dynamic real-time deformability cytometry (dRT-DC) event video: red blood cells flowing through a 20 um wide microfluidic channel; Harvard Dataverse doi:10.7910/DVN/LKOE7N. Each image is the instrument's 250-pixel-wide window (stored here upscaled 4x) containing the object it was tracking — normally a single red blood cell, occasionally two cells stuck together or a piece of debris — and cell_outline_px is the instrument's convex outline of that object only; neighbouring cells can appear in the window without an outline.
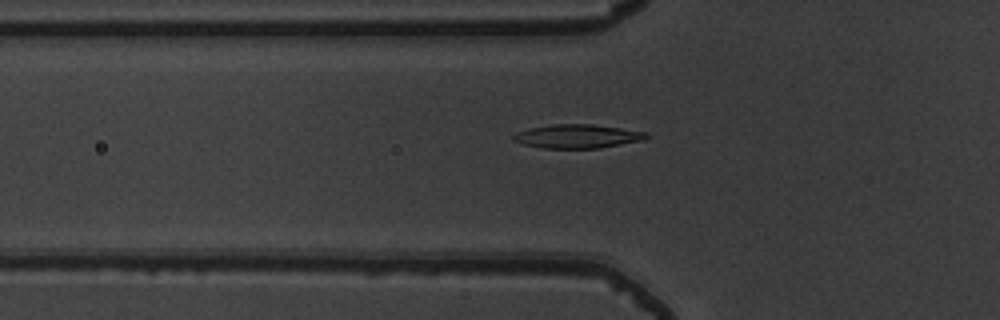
{"species": "common noctule bat (a hibernating species)", "species_latin": "Nyctalus noctula", "temperature_condition": "warm", "stored_images_in_passage": 53, "camera_frame_rate_fps": 3000, "um_per_image_px": 0.085, "animal": {"sex": "male", "body_mass_g": 19.5, "forearm_length_mm": 54.6}, "frame": {"image": 1, "passage_image": 19, "time_ms": 6.0, "image_size_px": [1000, 320], "cell_outline_px": [[648, 136], [644, 140], [600, 148], [540, 148], [524, 144], [512, 140], [512, 136], [516, 132], [528, 128], [552, 124], [592, 124], [648, 132]], "centroid_in_image_um": [49.06, 11.58], "position_along_channel_um": 76.7, "area_um2": 18.5}}
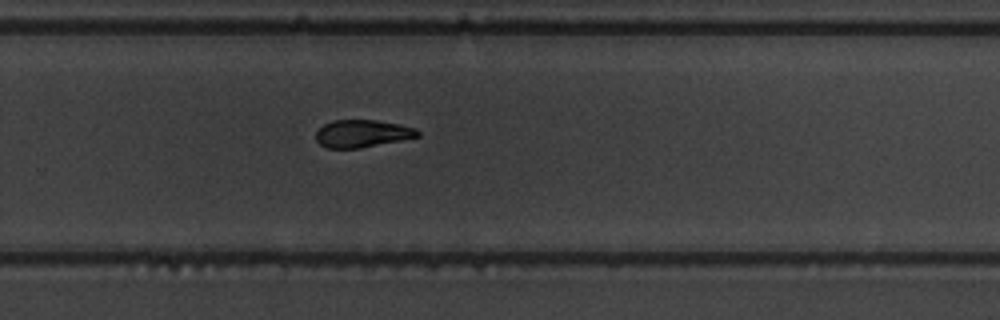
{"frame": {"image": 2, "passage_image": 36, "time_ms": 11.667, "image_size_px": [1000, 320], "cell_outline_px": [[420, 136], [360, 148], [328, 148], [320, 144], [316, 140], [316, 132], [324, 124], [332, 120], [376, 120], [400, 124], [416, 128], [420, 132]], "centroid_in_image_um": [30.79, 11.34], "position_along_channel_um": 299.0, "area_um2": 16.24}}
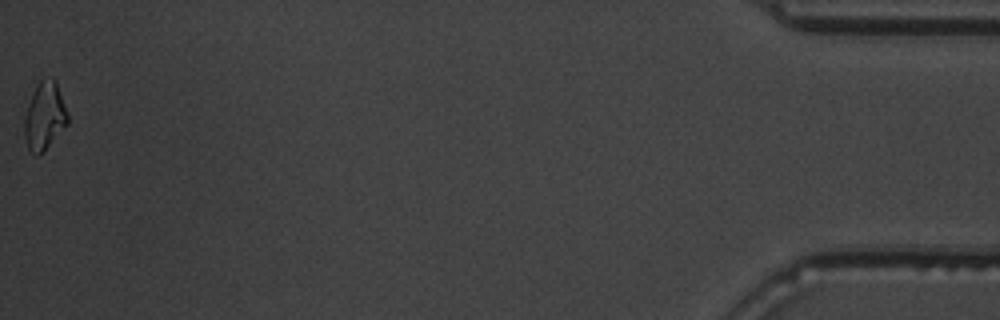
{"frame": {"image": 3, "passage_image": 53, "time_ms": 17.333, "image_size_px": [1000, 320], "cell_outline_px": [[68, 124], [36, 156], [28, 148], [24, 136], [24, 116], [32, 92], [36, 84], [40, 80], [52, 76], [56, 80], [68, 112]], "centroid_in_image_um": [3.78, 9.79], "position_along_channel_um": 431.4, "area_um2": 16.99}, "authors_computed_cell_mechanics": {"area_um2": 17.4556, "velocity_mm_per_s": 3.931, "shape_relaxation_time_tau1_ms": 5.9431, "shape_relaxation_time_tau2_ms": null, "deformation_change_tau1": 0.1752, "deformation_change_tau2": null}}